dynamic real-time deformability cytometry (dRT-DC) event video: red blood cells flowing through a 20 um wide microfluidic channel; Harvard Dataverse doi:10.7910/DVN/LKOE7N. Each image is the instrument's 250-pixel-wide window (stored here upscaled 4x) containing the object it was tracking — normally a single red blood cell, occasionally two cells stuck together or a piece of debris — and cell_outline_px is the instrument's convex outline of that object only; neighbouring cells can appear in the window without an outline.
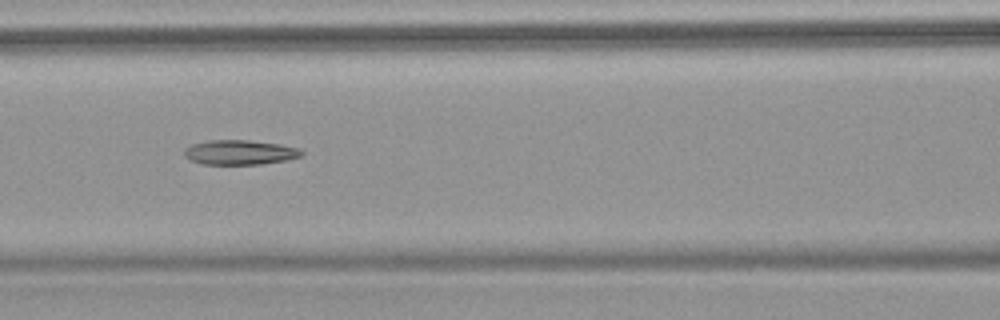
{"species": "common noctule bat (a hibernating species)", "species_latin": "Nyctalus noctula", "temperature_condition": "warm", "stored_images_in_passage": 8, "camera_frame_rate_fps": 3000, "um_per_image_px": 0.085, "animal": {"sex": "female", "body_mass_g": 18.4}, "frame": {"image": 1, "passage_image": 6, "time_ms": 6.667, "image_size_px": [1000, 320], "cell_outline_px": [[304, 152], [300, 156], [284, 160], [260, 164], [204, 164], [192, 160], [184, 156], [184, 148], [192, 144], [208, 140], [248, 140], [276, 144], [296, 148]], "centroid_in_image_um": [20.32, 12.94], "position_along_channel_um": 146.3, "area_um2": 16.53}}
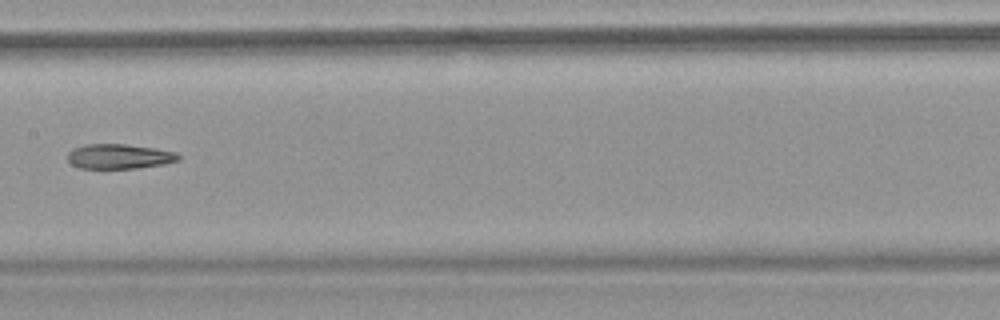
{"frame": {"image": 2, "passage_image": 7, "time_ms": 8.0, "image_size_px": [1000, 320], "cell_outline_px": [[180, 160], [164, 164], [136, 168], [80, 168], [72, 164], [68, 160], [68, 152], [72, 148], [84, 144], [124, 144], [156, 148], [176, 152], [180, 156]], "centroid_in_image_um": [10.14, 13.29], "position_along_channel_um": 197.3, "area_um2": 16.07}}